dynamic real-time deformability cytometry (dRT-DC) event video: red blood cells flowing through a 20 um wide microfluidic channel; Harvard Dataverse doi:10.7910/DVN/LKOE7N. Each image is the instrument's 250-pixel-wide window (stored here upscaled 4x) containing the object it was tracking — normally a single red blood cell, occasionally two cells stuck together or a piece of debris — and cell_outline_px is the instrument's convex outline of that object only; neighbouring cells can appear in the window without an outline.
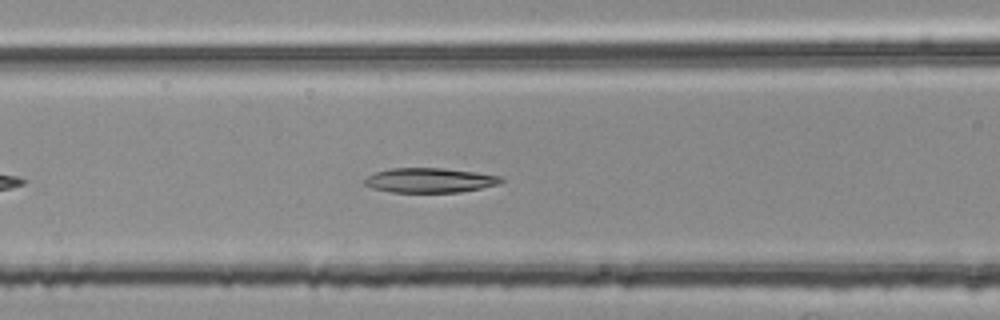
{"species": "common noctule bat (a hibernating species)", "species_latin": "Nyctalus noctula", "temperature_condition": "room temperature", "stored_images_in_passage": 38, "camera_frame_rate_fps": 3000, "um_per_image_px": 0.085, "animal": {"sex": "female", "body_mass_g": 25.1}, "frame": {"image": 1, "passage_image": 10, "time_ms": 3.0, "image_size_px": [1000, 320], "cell_outline_px": [[504, 180], [500, 184], [460, 192], [392, 192], [372, 188], [364, 184], [364, 180], [368, 176], [376, 172], [392, 168], [444, 168], [476, 172], [504, 176]], "centroid_in_image_um": [36.58, 15.32], "position_along_channel_um": 130.0, "area_um2": 19.65}}
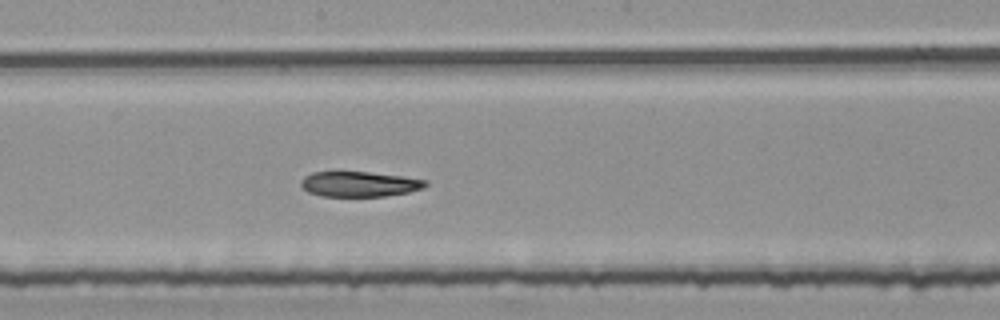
{"frame": {"image": 2, "passage_image": 17, "time_ms": 5.333, "image_size_px": [1000, 320], "cell_outline_px": [[428, 184], [424, 188], [408, 192], [384, 196], [320, 196], [308, 192], [300, 188], [300, 180], [304, 176], [312, 172], [368, 172], [404, 176], [428, 180]], "centroid_in_image_um": [30.53, 15.64], "position_along_channel_um": 217.7, "area_um2": 18.5}}
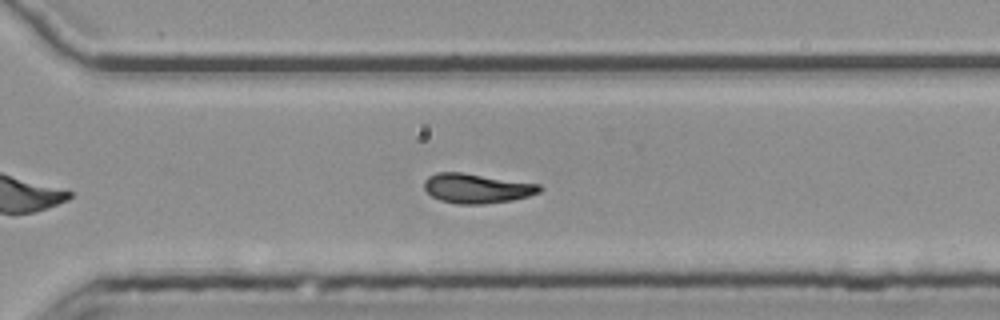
{"frame": {"image": 3, "passage_image": 26, "time_ms": 8.333, "image_size_px": [1000, 320], "cell_outline_px": [[544, 188], [540, 192], [528, 196], [512, 200], [484, 204], [456, 204], [440, 200], [432, 196], [424, 188], [424, 180], [428, 176], [436, 172], [464, 172], [540, 184]], "centroid_in_image_um": [40.53, 16.0], "position_along_channel_um": 330.1, "area_um2": 20.11}}